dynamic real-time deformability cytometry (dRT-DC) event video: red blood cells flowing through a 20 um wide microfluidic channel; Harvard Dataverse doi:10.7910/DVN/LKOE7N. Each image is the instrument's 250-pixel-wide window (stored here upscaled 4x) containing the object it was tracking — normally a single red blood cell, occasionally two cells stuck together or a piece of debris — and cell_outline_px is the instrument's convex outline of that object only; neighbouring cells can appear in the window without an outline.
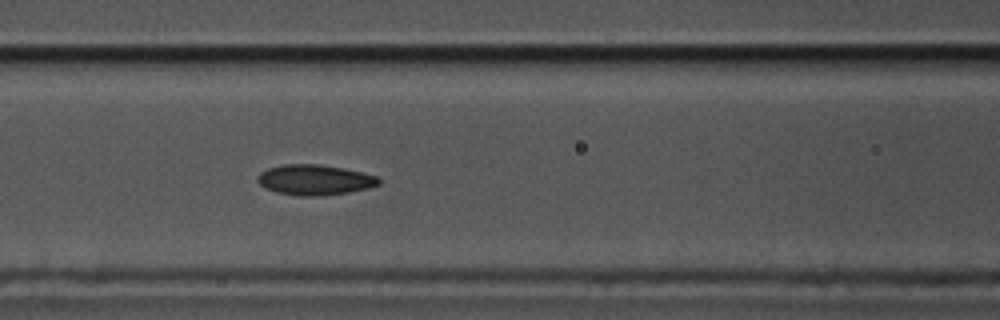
{"species": "common noctule bat (a hibernating species)", "species_latin": "Nyctalus noctula", "temperature_condition": "cold", "stored_images_in_passage": 57, "segment_of_instrument_passage": [1, 2], "camera_frame_rate_fps": 3000, "um_per_image_px": 0.085, "animal": {"sex": "male", "body_mass_g": 17.5, "forearm_length_mm": 52.3}, "frame": {"image": 1, "passage_image": 23, "time_ms": 7.333, "image_size_px": [1000, 320], "cell_outline_px": [[380, 184], [368, 188], [348, 192], [320, 196], [300, 196], [276, 192], [264, 188], [256, 180], [256, 176], [260, 172], [268, 168], [284, 164], [316, 164], [344, 168], [376, 176], [380, 180]], "centroid_in_image_um": [26.7, 15.29], "position_along_channel_um": 139.9, "area_um2": 21.44}}
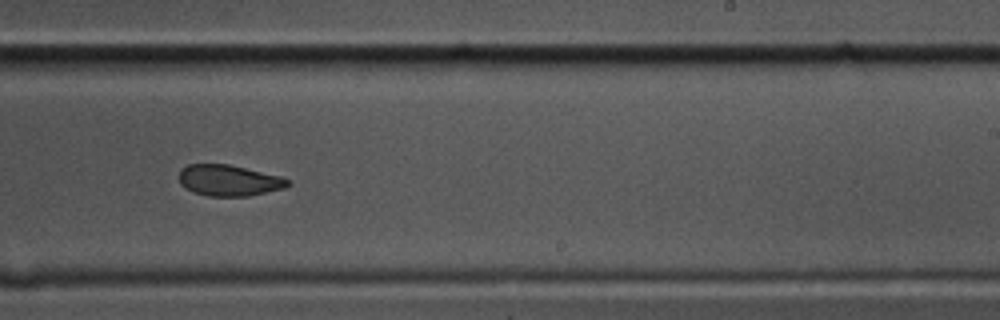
{"frame": {"image": 2, "passage_image": 34, "time_ms": 11.0, "image_size_px": [1000, 320], "cell_outline_px": [[292, 184], [284, 188], [248, 196], [208, 196], [192, 192], [184, 188], [180, 184], [180, 168], [188, 164], [228, 164], [284, 176]], "centroid_in_image_um": [19.46, 15.33], "position_along_channel_um": 269.5, "area_um2": 19.94}}
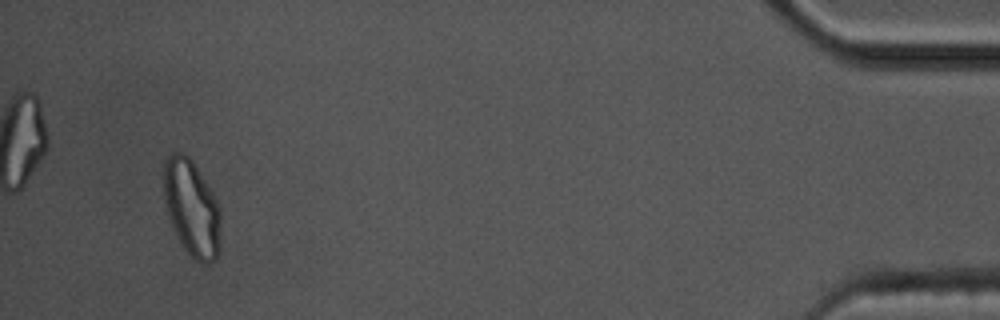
{"frame": {"image": 3, "passage_image": 53, "time_ms": 17.333, "image_size_px": [1000, 320], "cell_outline_px": [[220, 252], [216, 260], [208, 264], [200, 264], [184, 248], [172, 224], [164, 200], [164, 160], [172, 152], [180, 152], [188, 156], [192, 160], [216, 200], [220, 212]], "centroid_in_image_um": [16.31, 17.71], "position_along_channel_um": 418.9, "area_um2": 31.67}}